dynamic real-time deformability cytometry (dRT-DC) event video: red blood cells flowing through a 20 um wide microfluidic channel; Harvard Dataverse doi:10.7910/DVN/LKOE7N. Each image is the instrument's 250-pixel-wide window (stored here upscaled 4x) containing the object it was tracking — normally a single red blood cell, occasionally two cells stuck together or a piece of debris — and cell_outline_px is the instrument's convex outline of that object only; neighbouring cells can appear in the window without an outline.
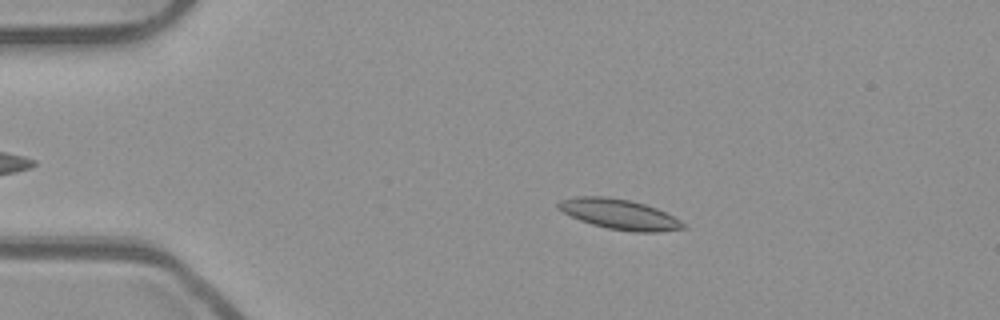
{"species": "common noctule bat (a hibernating species)", "species_latin": "Nyctalus noctula", "temperature_condition": "room temperature", "stored_images_in_passage": 45, "camera_frame_rate_fps": 3000, "um_per_image_px": 0.085, "animal": {"sex": "male", "body_mass_g": 23.1, "forearm_length_mm": 52.7}, "frame": {"image": 1, "passage_image": 10, "time_ms": 3.0, "image_size_px": [1000, 320], "cell_outline_px": [[688, 228], [660, 232], [632, 232], [608, 228], [592, 224], [580, 220], [556, 208], [556, 204], [560, 200], [576, 196], [608, 196], [632, 200], [656, 208], [680, 220]], "centroid_in_image_um": [52.64, 18.2], "position_along_channel_um": 32.4, "area_um2": 22.02}}
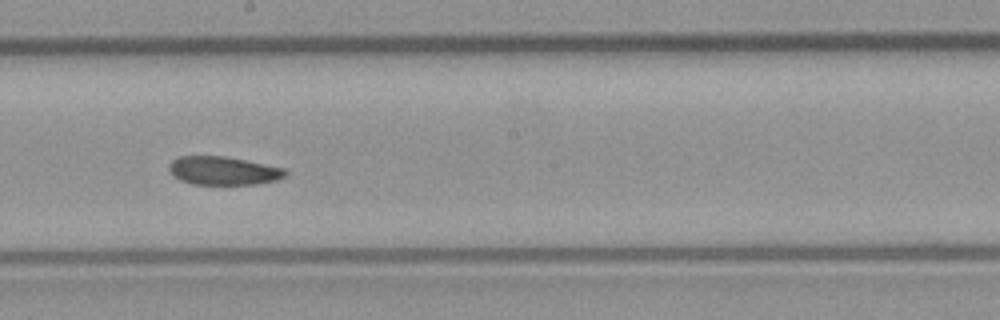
{"frame": {"image": 2, "passage_image": 29, "time_ms": 9.333, "image_size_px": [1000, 320], "cell_outline_px": [[288, 172], [284, 176], [276, 180], [256, 184], [192, 184], [180, 180], [168, 168], [168, 164], [172, 160], [180, 156], [224, 156], [284, 168]], "centroid_in_image_um": [18.97, 14.51], "position_along_channel_um": 229.2, "area_um2": 19.02}}
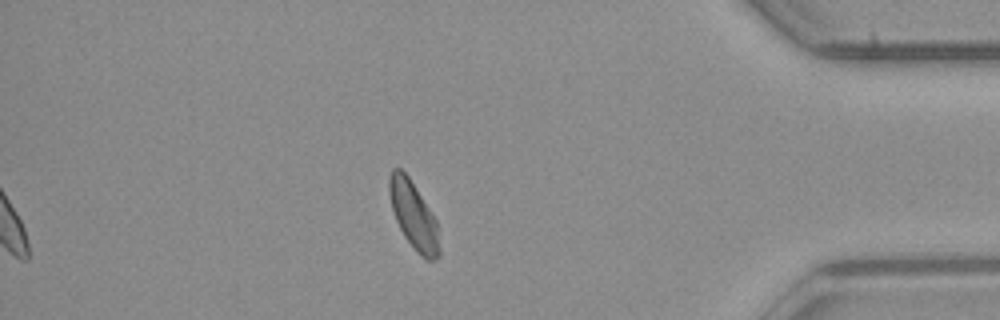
{"frame": {"image": 3, "passage_image": 45, "time_ms": 14.667, "image_size_px": [1000, 320], "cell_outline_px": [[440, 256], [436, 260], [428, 260], [416, 252], [404, 236], [396, 220], [392, 208], [388, 188], [388, 180], [392, 168], [400, 168], [408, 176], [436, 220], [440, 248]], "centroid_in_image_um": [35.15, 18.33], "position_along_channel_um": 400.1, "area_um2": 19.42}, "authors_computed_cell_mechanics": {"area_um2": 20.519, "velocity_mm_per_s": 3.9199, "shape_relaxation_time_tau1_ms": 4.9768, "shape_relaxation_time_tau2_ms": 8.7563, "deformation_change_tau1": 0.0848, "deformation_change_tau2": 0.1513}}